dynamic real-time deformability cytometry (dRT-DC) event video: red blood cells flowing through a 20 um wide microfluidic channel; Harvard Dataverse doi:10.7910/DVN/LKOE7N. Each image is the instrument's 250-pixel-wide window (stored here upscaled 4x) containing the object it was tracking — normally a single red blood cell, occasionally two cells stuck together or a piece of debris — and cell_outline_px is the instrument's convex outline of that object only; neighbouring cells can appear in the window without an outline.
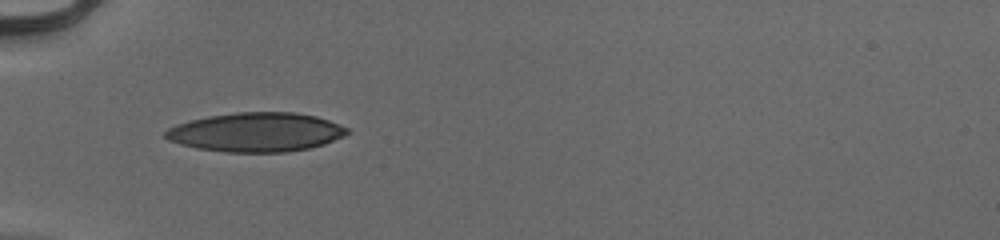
{"species": "human", "species_latin": "Homo sapiens", "temperature_condition": "cold", "stored_images_in_passage": 35, "camera_frame_rate_fps": 3000, "um_per_image_px": 0.085, "donor": {"sex": "male"}, "frame": {"image": 1, "passage_image": 1, "time_ms": 0.0, "image_size_px": [1000, 240], "cell_outline_px": [[348, 132], [344, 136], [324, 144], [308, 148], [288, 152], [224, 152], [196, 148], [180, 144], [168, 140], [164, 136], [164, 132], [168, 128], [176, 124], [208, 116], [236, 112], [292, 112], [316, 116], [328, 120], [348, 128]], "centroid_in_image_um": [21.75, 11.24], "position_along_channel_um": 63.3, "area_um2": 41.38}}
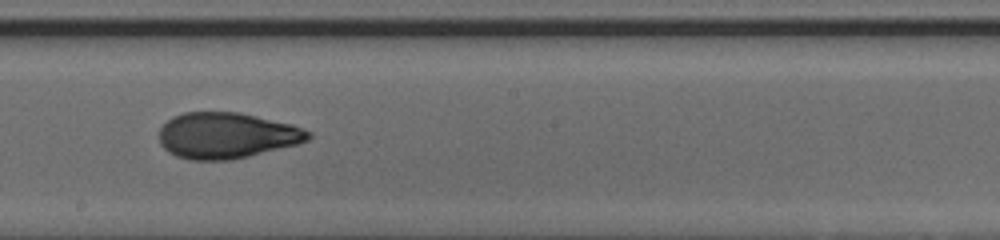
{"frame": {"image": 2, "passage_image": 14, "time_ms": 4.333, "image_size_px": [1000, 240], "cell_outline_px": [[312, 136], [308, 140], [296, 144], [232, 160], [192, 160], [176, 156], [168, 152], [160, 144], [160, 128], [172, 116], [184, 112], [240, 112], [292, 124], [312, 132]], "centroid_in_image_um": [19.26, 11.51], "position_along_channel_um": 228.9, "area_um2": 39.94}}
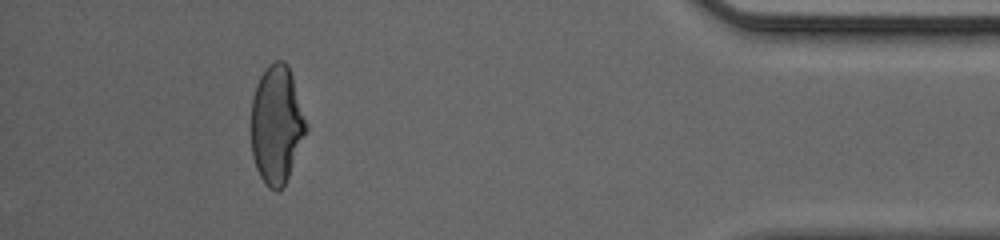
{"frame": {"image": 3, "passage_image": 31, "time_ms": 10.0, "image_size_px": [1000, 240], "cell_outline_px": [[308, 128], [288, 176], [284, 184], [276, 192], [268, 188], [264, 184], [256, 168], [252, 156], [252, 100], [256, 84], [260, 76], [268, 64], [276, 60], [284, 60], [288, 64], [292, 76]], "centroid_in_image_um": [23.5, 10.58], "position_along_channel_um": 411.7, "area_um2": 37.57}, "authors_computed_cell_mechanics": {"area_um2": 39.0728, "velocity_mm_per_s": 4.0125, "shape_relaxation_time_tau1_ms": 6.0983, "shape_relaxation_time_tau2_ms": 1.3364, "deformation_change_tau1": 0.2192, "deformation_change_tau2": 0.0705}}